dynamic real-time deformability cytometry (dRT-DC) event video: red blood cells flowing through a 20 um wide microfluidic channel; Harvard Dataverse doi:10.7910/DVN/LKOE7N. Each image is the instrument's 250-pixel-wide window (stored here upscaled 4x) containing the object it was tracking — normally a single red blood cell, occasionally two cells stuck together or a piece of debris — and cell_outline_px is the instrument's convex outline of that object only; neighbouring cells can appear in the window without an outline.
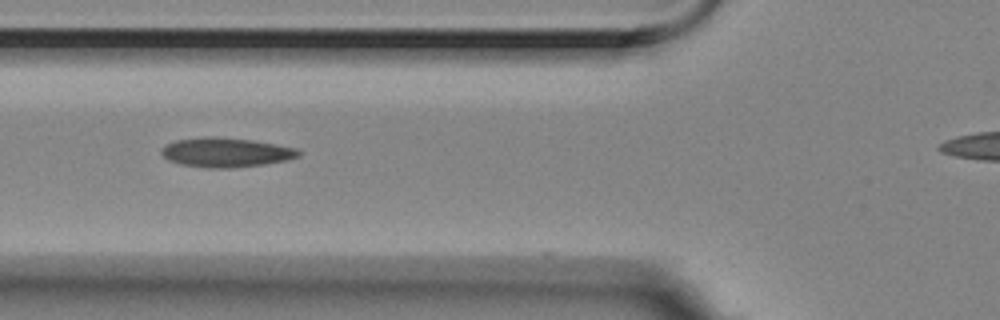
{"species": "Egyptian fruit bat (a non-hibernating species)", "species_latin": "Rousettus aegyptiacus", "temperature_condition": "room temperature", "stored_images_in_passage": 4, "camera_frame_rate_fps": 3000, "um_per_image_px": 0.085, "animal": {"sex": "female"}, "frame": {"image": 1, "passage_image": 3, "time_ms": 0.667, "image_size_px": [1000, 320], "cell_outline_px": [[300, 156], [288, 160], [264, 164], [232, 168], [208, 168], [180, 164], [168, 160], [160, 152], [160, 148], [164, 144], [176, 140], [204, 136], [212, 136], [252, 140], [276, 144], [296, 148], [300, 152]], "centroid_in_image_um": [19.17, 12.95], "position_along_channel_um": 106.6, "area_um2": 23.7}}